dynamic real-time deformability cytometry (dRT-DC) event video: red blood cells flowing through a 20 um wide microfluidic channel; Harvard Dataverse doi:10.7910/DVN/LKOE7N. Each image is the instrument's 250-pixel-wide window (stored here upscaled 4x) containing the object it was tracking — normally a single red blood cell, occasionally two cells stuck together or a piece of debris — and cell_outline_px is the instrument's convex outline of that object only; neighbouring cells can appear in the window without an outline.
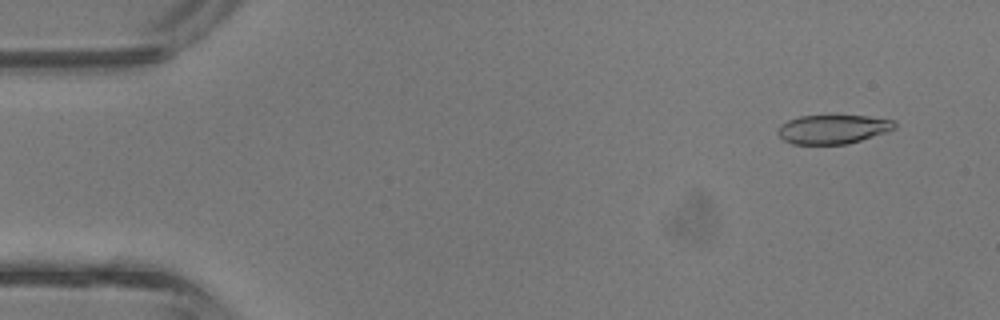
{"species": "common noctule bat (a hibernating species)", "species_latin": "Nyctalus noctula", "temperature_condition": "room temperature", "stored_images_in_passage": 42, "camera_frame_rate_fps": 3000, "um_per_image_px": 0.085, "animal": {"sex": "male", "body_mass_g": 13.3}, "frame": {"image": 1, "passage_image": 3, "time_ms": 0.667, "image_size_px": [1000, 320], "cell_outline_px": [[896, 128], [888, 132], [848, 144], [792, 144], [784, 140], [776, 132], [780, 124], [788, 120], [800, 116], [868, 116], [896, 120]], "centroid_in_image_um": [70.82, 10.99], "position_along_channel_um": 14.2, "area_um2": 19.88}}
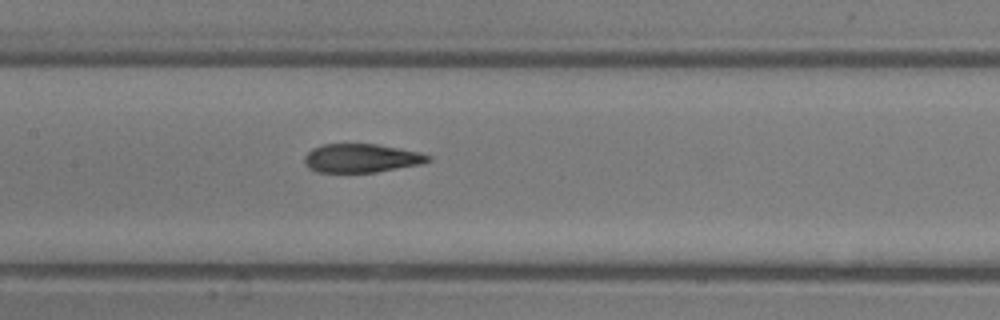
{"frame": {"image": 2, "passage_image": 20, "time_ms": 6.333, "image_size_px": [1000, 320], "cell_outline_px": [[432, 160], [420, 164], [376, 172], [316, 172], [308, 168], [304, 164], [304, 156], [312, 148], [324, 144], [376, 144], [420, 152], [432, 156]], "centroid_in_image_um": [30.7, 13.44], "position_along_channel_um": 176.7, "area_um2": 20.69}}
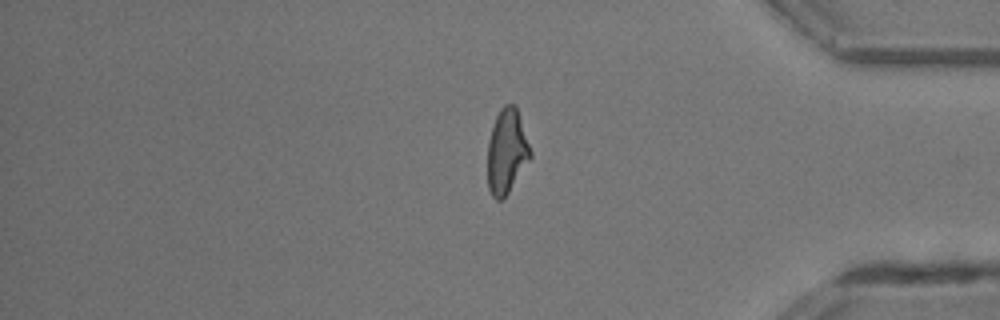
{"frame": {"image": 3, "passage_image": 35, "time_ms": 11.333, "image_size_px": [1000, 320], "cell_outline_px": [[532, 156], [504, 200], [496, 200], [492, 196], [488, 188], [488, 140], [496, 116], [500, 108], [504, 104], [516, 104], [532, 152]], "centroid_in_image_um": [43.08, 12.88], "position_along_channel_um": 392.1, "area_um2": 21.33}, "authors_computed_cell_mechanics": {"area_um2": 21.1259, "velocity_mm_per_s": 4.844, "shape_relaxation_time_tau1_ms": 6.4302, "shape_relaxation_time_tau2_ms": 1.8131, "deformation_change_tau1": 0.2509, "deformation_change_tau2": 0.0823}}